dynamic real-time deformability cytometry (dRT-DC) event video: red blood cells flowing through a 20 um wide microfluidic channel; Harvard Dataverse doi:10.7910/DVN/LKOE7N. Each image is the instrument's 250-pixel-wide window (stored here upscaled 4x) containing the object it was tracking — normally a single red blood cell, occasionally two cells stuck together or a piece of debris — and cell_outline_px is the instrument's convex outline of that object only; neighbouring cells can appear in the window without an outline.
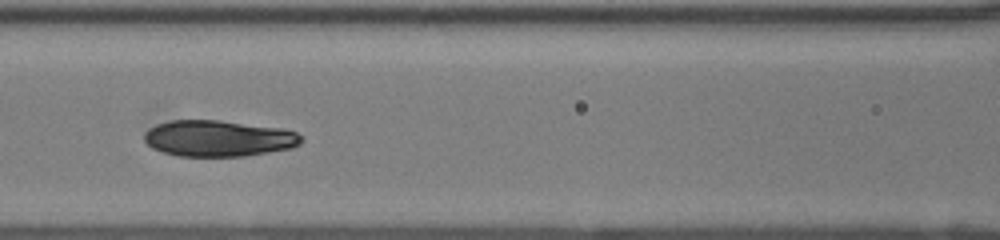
{"species": "human", "species_latin": "Homo sapiens", "temperature_condition": "room temperature", "stored_images_in_passage": 34, "camera_frame_rate_fps": 3000, "um_per_image_px": 0.085, "donor": {"sex": "female"}, "frame": {"image": 1, "passage_image": 7, "time_ms": 2.0, "image_size_px": [1000, 240], "cell_outline_px": [[304, 140], [300, 144], [292, 148], [244, 156], [180, 156], [164, 152], [152, 148], [144, 140], [144, 132], [148, 128], [156, 124], [168, 120], [220, 120], [280, 128], [296, 132], [304, 136]], "centroid_in_image_um": [18.57, 11.75], "position_along_channel_um": 148.0, "area_um2": 33.29}}
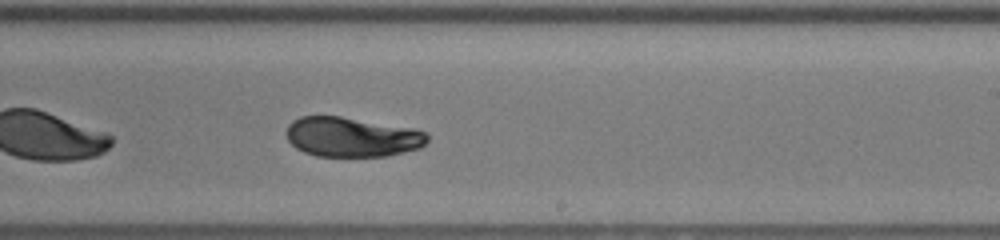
{"frame": {"image": 2, "passage_image": 15, "time_ms": 4.667, "image_size_px": [1000, 240], "cell_outline_px": [[428, 140], [420, 148], [388, 156], [316, 156], [304, 152], [296, 148], [288, 140], [284, 132], [288, 124], [292, 120], [300, 116], [340, 116], [416, 128], [428, 132]], "centroid_in_image_um": [29.91, 11.63], "position_along_channel_um": 259.1, "area_um2": 33.06}}
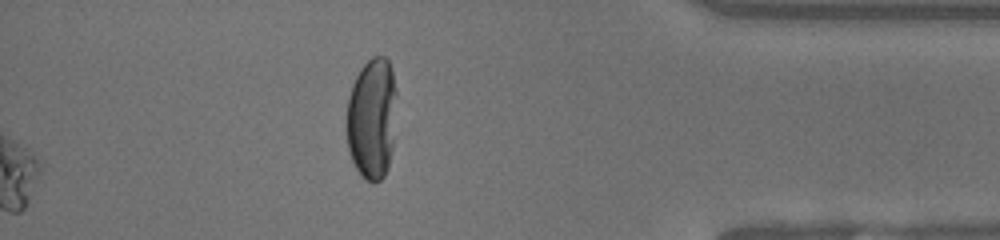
{"frame": {"image": 3, "passage_image": 34, "time_ms": 11.0, "image_size_px": [1000, 240], "cell_outline_px": [[396, 92], [392, 148], [388, 168], [384, 176], [380, 180], [372, 184], [364, 180], [356, 168], [352, 160], [348, 148], [344, 128], [344, 124], [348, 96], [352, 84], [360, 68], [372, 56], [384, 56], [388, 60], [392, 68]], "centroid_in_image_um": [31.57, 10.08], "position_along_channel_um": 403.6, "area_um2": 36.18}, "authors_computed_cell_mechanics": {"area_um2": 33.7841, "velocity_mm_per_s": 4.179, "shape_relaxation_time_tau1_ms": 5.1955, "shape_relaxation_time_tau2_ms": 1.4923, "deformation_change_tau1": 0.1658, "deformation_change_tau2": 0.0179}}